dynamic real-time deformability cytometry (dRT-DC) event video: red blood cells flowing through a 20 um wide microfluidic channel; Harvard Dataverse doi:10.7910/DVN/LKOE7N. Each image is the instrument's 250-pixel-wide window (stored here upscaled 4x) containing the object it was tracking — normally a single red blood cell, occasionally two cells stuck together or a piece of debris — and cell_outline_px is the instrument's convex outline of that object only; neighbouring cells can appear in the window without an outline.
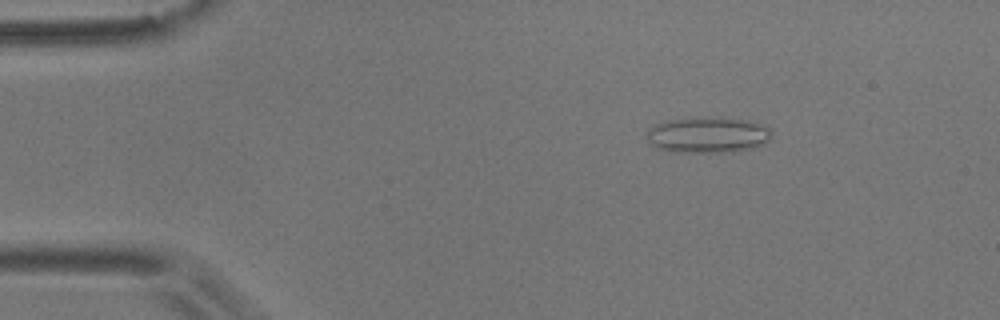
{"species": "common noctule bat (a hibernating species)", "species_latin": "Nyctalus noctula", "temperature_condition": "room temperature", "stored_images_in_passage": 55, "camera_frame_rate_fps": 3000, "um_per_image_px": 0.085, "animal": {"sex": "male", "body_mass_g": 17.9}, "frame": {"image": 1, "passage_image": 8, "time_ms": 2.333, "image_size_px": [1000, 320], "cell_outline_px": [[772, 132], [768, 140], [756, 148], [732, 152], [676, 152], [660, 148], [652, 144], [648, 140], [648, 128], [656, 124], [672, 120], [720, 116], [748, 120], [760, 124], [768, 128]], "centroid_in_image_um": [60.22, 11.47], "position_along_channel_um": 24.8, "area_um2": 26.01}}
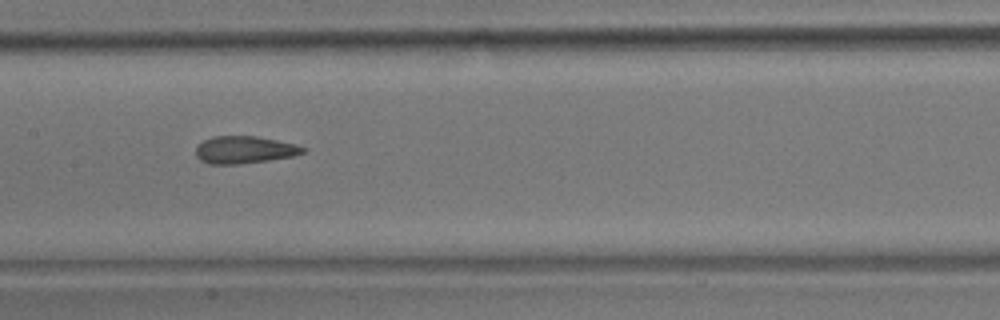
{"frame": {"image": 2, "passage_image": 27, "time_ms": 8.667, "image_size_px": [1000, 320], "cell_outline_px": [[308, 152], [292, 156], [268, 160], [236, 164], [208, 164], [200, 160], [196, 156], [196, 148], [204, 140], [212, 136], [256, 136], [296, 144], [308, 148]], "centroid_in_image_um": [20.81, 12.73], "position_along_channel_um": 186.6, "area_um2": 17.11}}
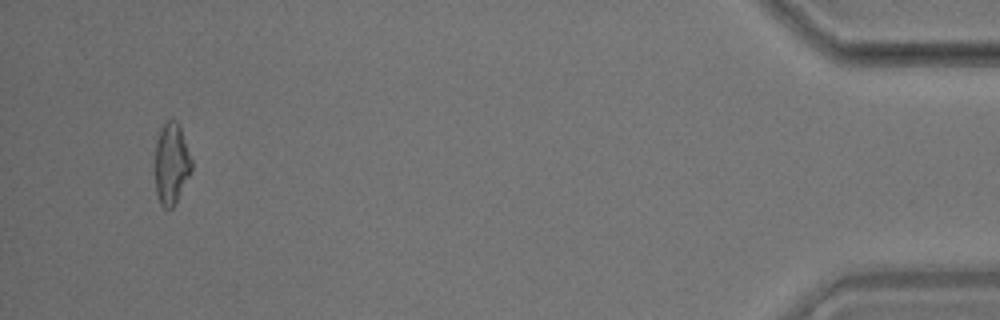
{"frame": {"image": 3, "passage_image": 53, "time_ms": 17.333, "image_size_px": [1000, 320], "cell_outline_px": [[192, 168], [172, 208], [164, 208], [160, 204], [156, 192], [156, 144], [160, 132], [164, 124], [168, 120], [176, 120], [180, 124], [192, 160]], "centroid_in_image_um": [14.58, 13.88], "position_along_channel_um": 420.6, "area_um2": 16.88}, "authors_computed_cell_mechanics": {"area_um2": 17.6868, "velocity_mm_per_s": 3.5799, "shape_relaxation_time_tau1_ms": null, "shape_relaxation_time_tau2_ms": 1.6976, "deformation_change_tau1": null, "deformation_change_tau2": 0.1059}}